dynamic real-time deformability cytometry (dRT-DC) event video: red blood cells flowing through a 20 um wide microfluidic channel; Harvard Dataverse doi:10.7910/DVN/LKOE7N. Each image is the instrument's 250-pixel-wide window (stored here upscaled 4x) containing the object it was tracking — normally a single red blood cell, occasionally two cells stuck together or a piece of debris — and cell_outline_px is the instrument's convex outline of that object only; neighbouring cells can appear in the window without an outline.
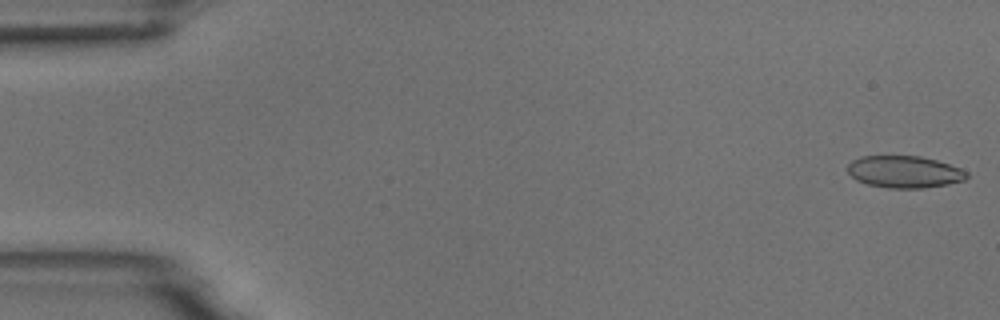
{"species": "common noctule bat (a hibernating species)", "species_latin": "Nyctalus noctula", "temperature_condition": "room temperature", "stored_images_in_passage": 7, "camera_frame_rate_fps": 3000, "um_per_image_px": 0.085, "animal": {"sex": "male", "body_mass_g": 18.8}, "frame": {"image": 1, "passage_image": 1, "time_ms": 0.0, "image_size_px": [1000, 320], "cell_outline_px": [[968, 176], [964, 180], [948, 184], [924, 188], [888, 188], [868, 184], [856, 180], [848, 172], [848, 164], [852, 160], [860, 156], [920, 156], [936, 160], [960, 168], [968, 172]], "centroid_in_image_um": [76.87, 14.6], "position_along_channel_um": 8.1, "area_um2": 22.2}}
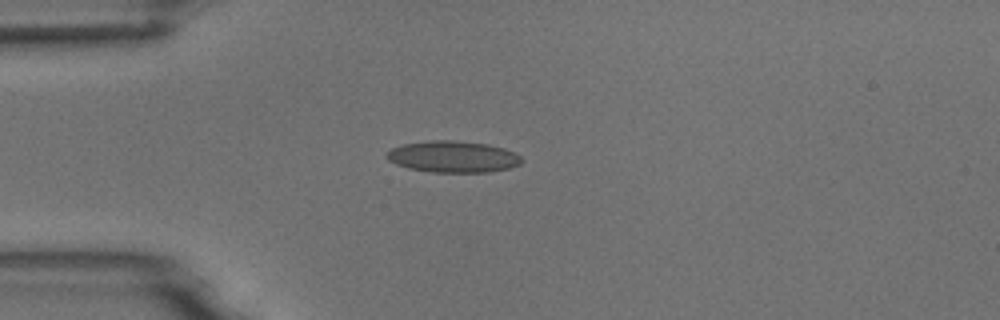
{"frame": {"image": 2, "passage_image": 4, "time_ms": 4.333, "image_size_px": [1000, 320], "cell_outline_px": [[524, 160], [520, 164], [512, 168], [488, 172], [432, 172], [408, 168], [396, 164], [388, 160], [384, 156], [392, 148], [404, 144], [432, 140], [452, 140], [488, 144], [504, 148], [516, 152]], "centroid_in_image_um": [38.54, 13.32], "position_along_channel_um": 46.5, "area_um2": 24.91}}